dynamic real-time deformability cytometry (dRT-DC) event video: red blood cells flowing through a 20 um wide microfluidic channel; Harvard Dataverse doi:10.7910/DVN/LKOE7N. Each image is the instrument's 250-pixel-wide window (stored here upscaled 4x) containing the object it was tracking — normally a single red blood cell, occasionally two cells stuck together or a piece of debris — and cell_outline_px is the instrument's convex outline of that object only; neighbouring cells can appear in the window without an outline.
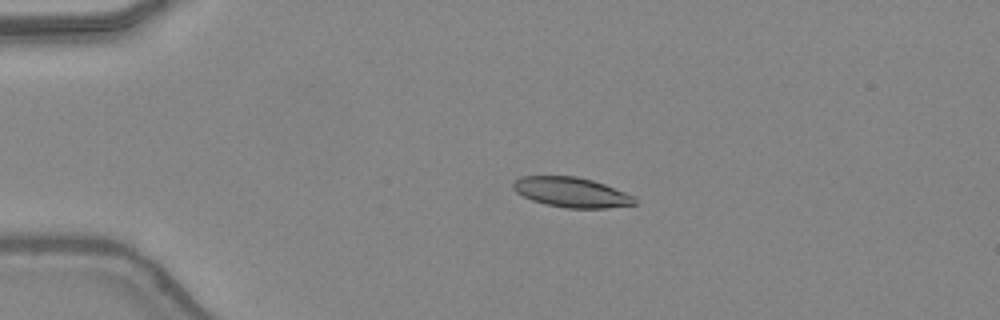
{"species": "common noctule bat (a hibernating species)", "species_latin": "Nyctalus noctula", "temperature_condition": "warm", "stored_images_in_passage": 37, "camera_frame_rate_fps": 3000, "um_per_image_px": 0.085, "animal": {"sex": "female", "body_mass_g": 24.6, "forearm_length_mm": 56.2}, "frame": {"image": 1, "passage_image": 1, "time_ms": 0.0, "image_size_px": [1000, 320], "cell_outline_px": [[636, 204], [608, 208], [564, 208], [544, 204], [532, 200], [516, 192], [512, 188], [512, 180], [520, 176], [576, 176], [592, 180], [604, 184], [636, 196]], "centroid_in_image_um": [48.56, 16.34], "position_along_channel_um": 36.4, "area_um2": 21.44}}
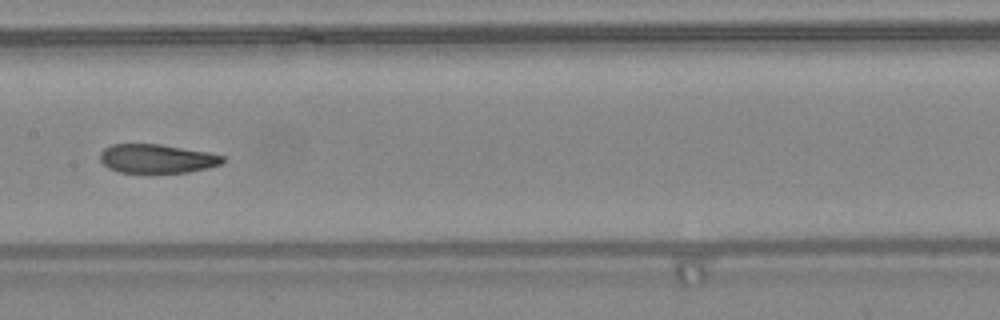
{"frame": {"image": 2, "passage_image": 15, "time_ms": 4.667, "image_size_px": [1000, 320], "cell_outline_px": [[224, 160], [220, 164], [208, 168], [188, 172], [120, 172], [108, 168], [100, 160], [100, 152], [104, 148], [112, 144], [160, 144], [208, 152], [224, 156]], "centroid_in_image_um": [13.32, 13.47], "position_along_channel_um": 194.1, "area_um2": 20.52}}
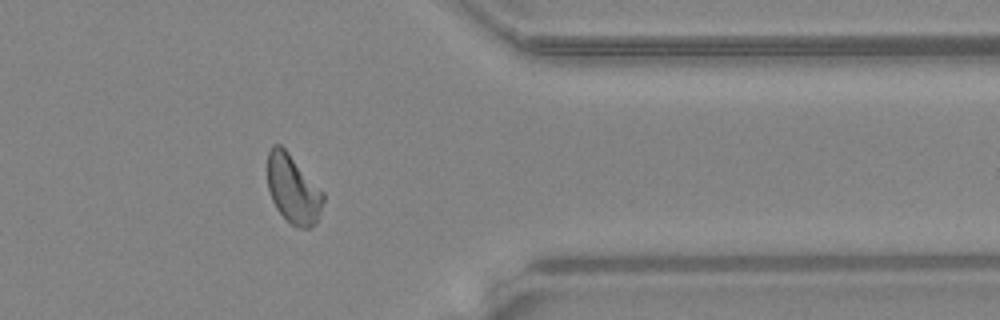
{"frame": {"image": 3, "passage_image": 29, "time_ms": 9.333, "image_size_px": [1000, 320], "cell_outline_px": [[324, 200], [316, 224], [308, 228], [300, 228], [292, 224], [276, 208], [272, 200], [268, 188], [268, 152], [272, 144], [280, 144], [288, 152], [324, 192]], "centroid_in_image_um": [24.92, 16.07], "position_along_channel_um": 386.5, "area_um2": 22.14}, "authors_computed_cell_mechanics": {"area_um2": 22.0796, "velocity_mm_per_s": 4.405, "shape_relaxation_time_tau1_ms": 7.326, "shape_relaxation_time_tau2_ms": 1.306, "deformation_change_tau1": 0.217, "deformation_change_tau2": 0.0698}}